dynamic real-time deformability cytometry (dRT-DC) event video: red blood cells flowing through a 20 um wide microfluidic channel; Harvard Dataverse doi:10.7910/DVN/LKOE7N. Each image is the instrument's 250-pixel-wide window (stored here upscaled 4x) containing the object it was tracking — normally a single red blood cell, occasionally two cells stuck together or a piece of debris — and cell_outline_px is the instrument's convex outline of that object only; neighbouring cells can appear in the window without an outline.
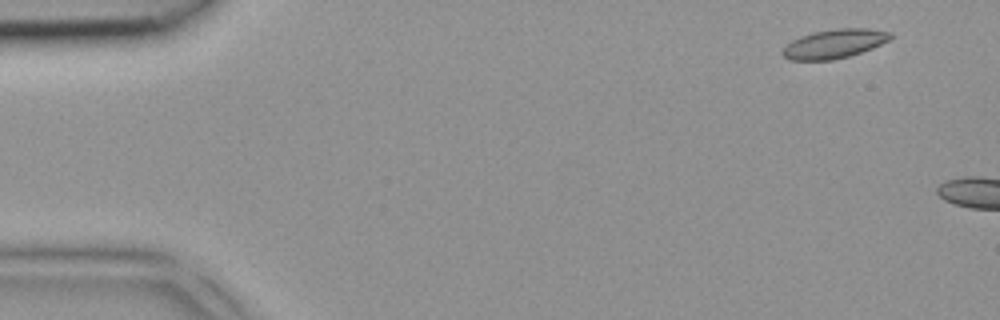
{"species": "common noctule bat (a hibernating species)", "species_latin": "Nyctalus noctula", "temperature_condition": "room temperature", "stored_images_in_passage": 2, "camera_frame_rate_fps": 3000, "um_per_image_px": 0.085, "animal": {"sex": "female", "body_mass_g": 18.4}, "frame": {"image": 1, "passage_image": 1, "time_ms": 0.0, "image_size_px": [1000, 320], "cell_outline_px": [[892, 36], [888, 40], [872, 48], [848, 56], [832, 60], [788, 60], [780, 52], [792, 40], [800, 36], [812, 32], [836, 28], [868, 28], [892, 32]], "centroid_in_image_um": [70.9, 3.71], "position_along_channel_um": 14.1, "area_um2": 18.21}}